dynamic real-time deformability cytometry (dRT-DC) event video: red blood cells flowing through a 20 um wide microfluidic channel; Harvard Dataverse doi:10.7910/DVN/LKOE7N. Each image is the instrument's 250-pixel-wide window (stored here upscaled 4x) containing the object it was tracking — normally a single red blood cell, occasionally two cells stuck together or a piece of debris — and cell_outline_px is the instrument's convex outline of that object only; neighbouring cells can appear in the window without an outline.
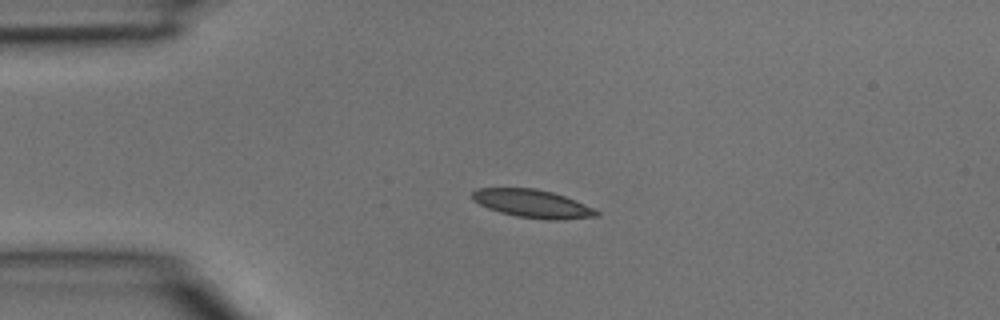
{"species": "common noctule bat (a hibernating species)", "species_latin": "Nyctalus noctula", "temperature_condition": "room temperature", "stored_images_in_passage": 3, "camera_frame_rate_fps": 3000, "um_per_image_px": 0.085, "animal": {"sex": "male", "body_mass_g": 15.6}, "frame": {"image": 1, "passage_image": 2, "time_ms": 0.333, "image_size_px": [1000, 320], "cell_outline_px": [[600, 216], [564, 220], [548, 220], [516, 216], [500, 212], [488, 208], [472, 200], [472, 192], [476, 188], [536, 188], [552, 192], [564, 196], [584, 204], [600, 212]], "centroid_in_image_um": [45.27, 17.32], "position_along_channel_um": 39.7, "area_um2": 20.35}}
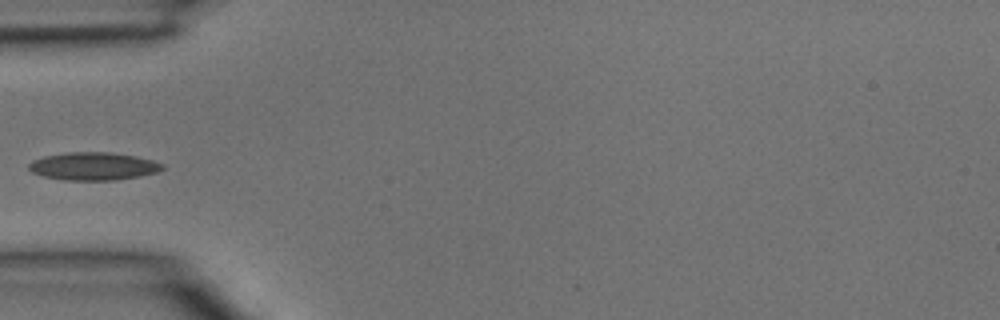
{"frame": {"image": 2, "passage_image": 3, "time_ms": 0.667, "image_size_px": [1000, 320], "cell_outline_px": [[164, 168], [156, 172], [140, 176], [116, 180], [64, 180], [44, 176], [32, 172], [28, 168], [28, 164], [32, 160], [44, 156], [68, 152], [112, 152], [136, 156], [152, 160], [164, 164]], "centroid_in_image_um": [7.93, 14.12], "position_along_channel_um": 77.1, "area_um2": 21.73}}